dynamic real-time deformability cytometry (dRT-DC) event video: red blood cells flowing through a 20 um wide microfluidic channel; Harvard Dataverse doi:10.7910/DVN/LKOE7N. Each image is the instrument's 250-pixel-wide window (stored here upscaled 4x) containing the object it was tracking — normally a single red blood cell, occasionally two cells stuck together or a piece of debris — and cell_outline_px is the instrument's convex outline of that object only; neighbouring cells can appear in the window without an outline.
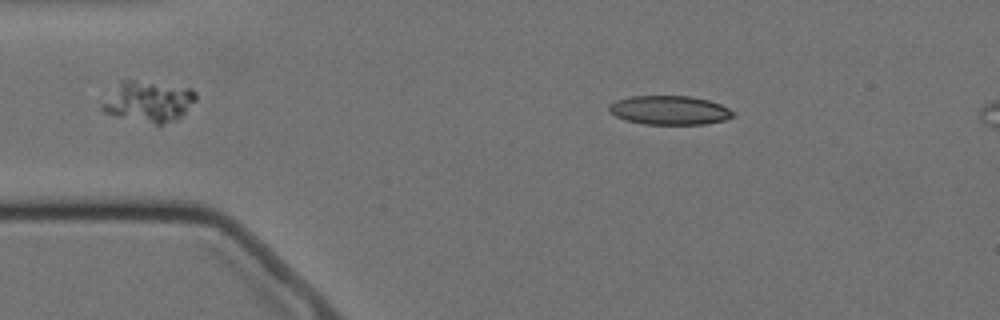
{"species": "Egyptian fruit bat (a non-hibernating species)", "species_latin": "Rousettus aegyptiacus", "temperature_condition": "cold", "stored_images_in_passage": 4, "segment_of_instrument_passage": [1, 2], "camera_frame_rate_fps": 3000, "um_per_image_px": 0.085, "animal": {"sex": "female"}, "frame": {"image": 1, "passage_image": 1, "time_ms": 0.0, "image_size_px": [1000, 320], "cell_outline_px": [[736, 116], [724, 120], [704, 124], [644, 124], [624, 120], [608, 112], [608, 104], [616, 100], [628, 96], [692, 96], [708, 100], [720, 104], [736, 112]], "centroid_in_image_um": [56.89, 9.36], "position_along_channel_um": 28.1, "area_um2": 21.21}}